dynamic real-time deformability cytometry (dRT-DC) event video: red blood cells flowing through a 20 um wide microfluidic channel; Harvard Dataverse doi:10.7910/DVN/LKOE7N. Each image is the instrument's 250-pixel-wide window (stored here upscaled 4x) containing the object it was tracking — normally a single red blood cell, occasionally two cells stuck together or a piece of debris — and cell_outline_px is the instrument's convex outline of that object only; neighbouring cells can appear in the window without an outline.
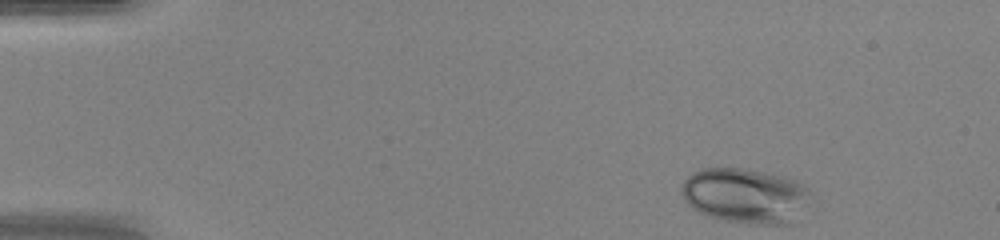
{"species": "human", "species_latin": "Homo sapiens", "temperature_condition": "warm", "stored_images_in_passage": 43, "camera_frame_rate_fps": 3000, "um_per_image_px": 0.085, "donor": {"sex": "female"}, "frame": {"image": 1, "passage_image": 1, "time_ms": 0.0, "image_size_px": [1000, 240], "cell_outline_px": [[812, 196], [792, 224], [748, 224], [724, 220], [708, 216], [692, 208], [684, 200], [680, 192], [680, 188], [684, 180], [692, 172], [700, 168], [748, 168], [784, 176], [796, 180], [808, 188]], "centroid_in_image_um": [63.34, 16.62], "position_along_channel_um": 21.7, "area_um2": 41.96}}
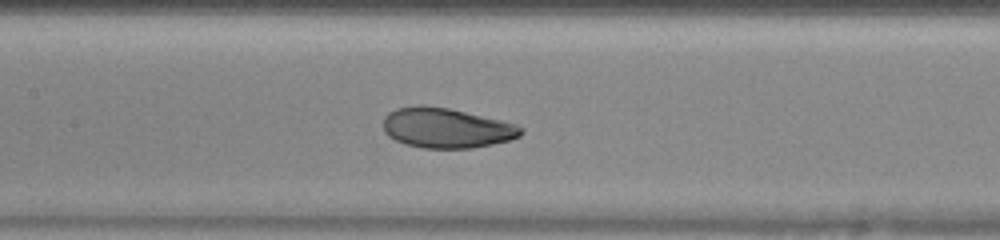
{"frame": {"image": 2, "passage_image": 19, "time_ms": 6.0, "image_size_px": [1000, 240], "cell_outline_px": [[524, 132], [520, 136], [508, 140], [492, 144], [472, 148], [424, 148], [404, 144], [388, 136], [384, 132], [384, 116], [388, 112], [396, 108], [420, 104], [424, 104], [448, 108], [500, 120], [516, 124], [524, 128]], "centroid_in_image_um": [37.92, 10.87], "position_along_channel_um": 169.5, "area_um2": 32.19}}
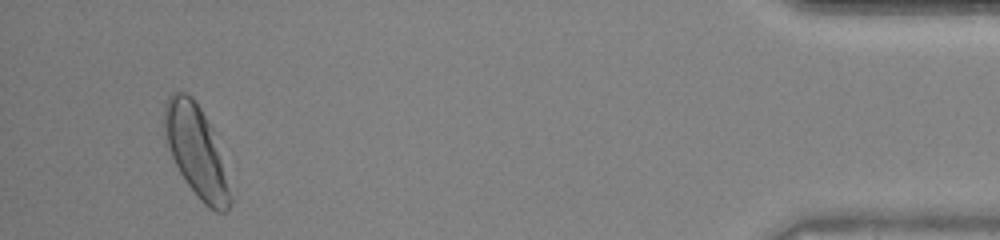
{"frame": {"image": 3, "passage_image": 41, "time_ms": 13.333, "image_size_px": [1000, 240], "cell_outline_px": [[232, 200], [228, 208], [224, 212], [216, 212], [208, 208], [200, 200], [188, 184], [180, 172], [172, 156], [164, 136], [164, 104], [168, 96], [172, 92], [184, 92], [192, 96], [200, 108], [212, 128]], "centroid_in_image_um": [16.64, 12.81], "position_along_channel_um": 418.6, "area_um2": 34.16}, "authors_computed_cell_mechanics": {"area_um2": 33.4662, "velocity_mm_per_s": 4.2917, "shape_relaxation_time_tau1_ms": 3.1858, "shape_relaxation_time_tau2_ms": 2.7237, "deformation_change_tau1": 0.1134, "deformation_change_tau2": 0.0597}}